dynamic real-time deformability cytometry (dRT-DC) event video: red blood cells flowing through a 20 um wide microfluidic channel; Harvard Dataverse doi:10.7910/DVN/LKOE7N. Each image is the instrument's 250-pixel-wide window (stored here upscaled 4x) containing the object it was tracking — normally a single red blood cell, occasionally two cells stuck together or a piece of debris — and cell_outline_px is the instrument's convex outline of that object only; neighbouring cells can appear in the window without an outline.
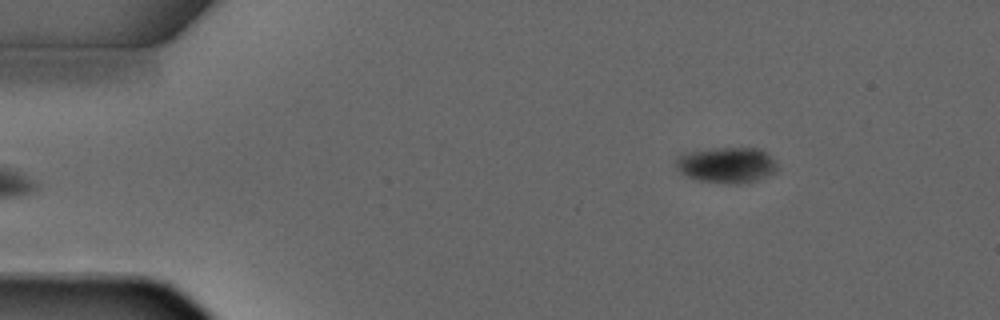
{"species": "common noctule bat (a hibernating species)", "species_latin": "Nyctalus noctula", "temperature_condition": "warm", "stored_images_in_passage": 4, "camera_frame_rate_fps": 3000, "um_per_image_px": 0.085, "animal": {"sex": "male", "forearm_length_mm": 52.5}, "frame": {"image": 1, "passage_image": 4, "time_ms": 3.333, "image_size_px": [1000, 320], "cell_outline_px": [[780, 168], [776, 172], [756, 180], [740, 184], [724, 184], [700, 180], [688, 176], [680, 172], [676, 168], [676, 156], [680, 152], [708, 148], [760, 148], [768, 152]], "centroid_in_image_um": [61.76, 14.01], "position_along_channel_um": 23.2, "area_um2": 21.68}}